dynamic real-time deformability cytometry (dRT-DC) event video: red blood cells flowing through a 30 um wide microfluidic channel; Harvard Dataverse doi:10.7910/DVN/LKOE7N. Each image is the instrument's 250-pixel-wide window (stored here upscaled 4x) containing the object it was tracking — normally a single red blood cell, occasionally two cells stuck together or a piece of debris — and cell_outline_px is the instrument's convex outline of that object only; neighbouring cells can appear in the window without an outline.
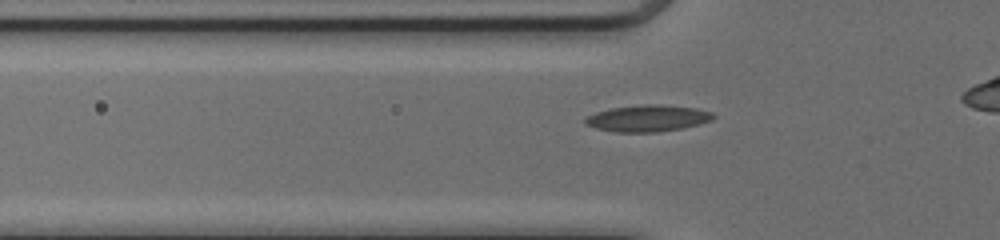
{"species": "common noctule bat (a hibernating species)", "species_latin": "Nyctalus noctula", "temperature_condition": "cold", "stored_images_in_passage": 36, "camera_frame_rate_fps": 3000, "um_per_image_px": 0.085, "animal": {"sex": "female", "body_mass_g": 17.0, "forearm_length_mm": 48.0}, "frame": {"image": 1, "passage_image": 9, "time_ms": 2.667, "image_size_px": [1000, 240], "cell_outline_px": [[716, 116], [712, 120], [700, 124], [684, 128], [656, 132], [616, 132], [596, 128], [584, 124], [584, 120], [588, 116], [596, 112], [612, 108], [644, 104], [656, 104], [696, 108], [712, 112]], "centroid_in_image_um": [55.08, 10.06], "position_along_channel_um": 70.7, "area_um2": 19.83}}
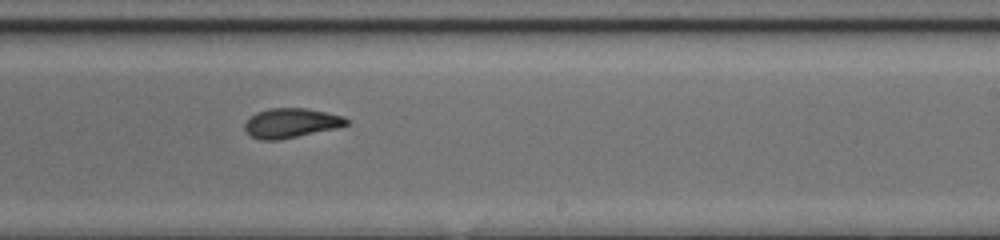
{"frame": {"image": 2, "passage_image": 23, "time_ms": 7.333, "image_size_px": [1000, 240], "cell_outline_px": [[348, 124], [336, 128], [280, 140], [260, 140], [252, 136], [244, 128], [244, 124], [256, 112], [268, 108], [304, 108], [344, 116], [348, 120]], "centroid_in_image_um": [24.73, 10.46], "position_along_channel_um": 264.3, "area_um2": 17.34}}
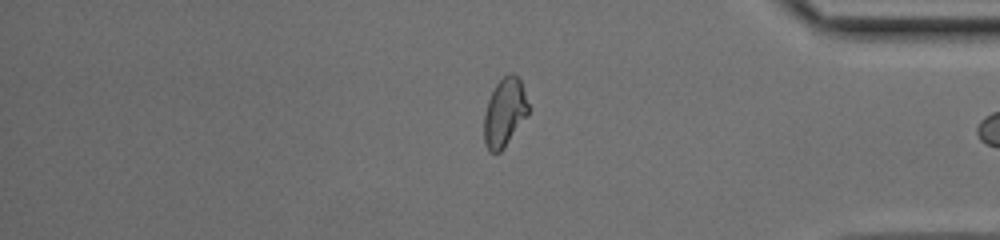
{"frame": {"image": 3, "passage_image": 34, "time_ms": 11.0, "image_size_px": [1000, 240], "cell_outline_px": [[528, 116], [504, 148], [500, 152], [488, 152], [484, 144], [484, 116], [488, 100], [496, 84], [508, 72], [512, 72], [520, 80], [528, 104]], "centroid_in_image_um": [42.88, 9.59], "position_along_channel_um": 392.3, "area_um2": 17.69}, "authors_computed_cell_mechanics": {"area_um2": 17.8313, "velocity_mm_per_s": 4.1415, "shape_relaxation_time_tau1_ms": 5.715, "shape_relaxation_time_tau2_ms": 1.4495, "deformation_change_tau1": 0.1823, "deformation_change_tau2": 0.059}}